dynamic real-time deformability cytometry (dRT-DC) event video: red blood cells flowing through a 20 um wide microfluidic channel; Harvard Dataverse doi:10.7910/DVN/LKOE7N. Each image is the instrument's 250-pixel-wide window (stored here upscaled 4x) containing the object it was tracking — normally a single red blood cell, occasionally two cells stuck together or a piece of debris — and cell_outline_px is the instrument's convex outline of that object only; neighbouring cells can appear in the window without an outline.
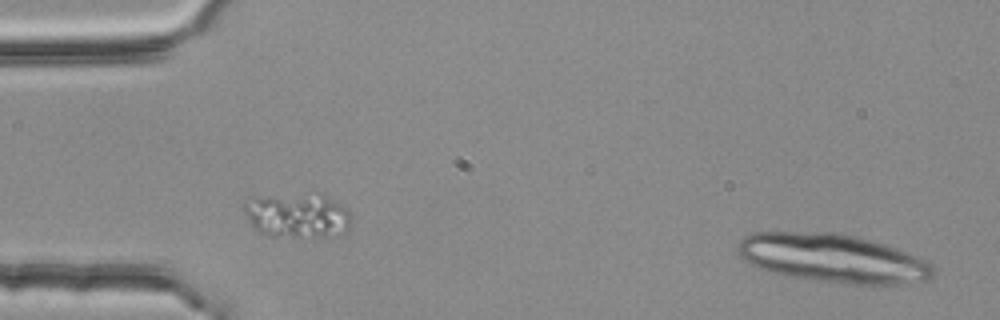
{"species": "common noctule bat (a hibernating species)", "species_latin": "Nyctalus noctula", "temperature_condition": "room temperature", "stored_images_in_passage": 5, "camera_frame_rate_fps": 3000, "um_per_image_px": 0.085, "animal": {"sex": "female", "body_mass_g": 25.1}, "frame": {"image": 1, "passage_image": 1, "time_ms": 0.0, "image_size_px": [1000, 320], "cell_outline_px": [[936, 268], [932, 276], [928, 280], [908, 284], [856, 284], [824, 280], [772, 272], [760, 268], [744, 260], [736, 252], [736, 248], [740, 240], [744, 236], [752, 232], [836, 232], [856, 236], [872, 240], [920, 256], [932, 264]], "centroid_in_image_um": [70.84, 21.93], "position_along_channel_um": 14.2, "area_um2": 55.14}}